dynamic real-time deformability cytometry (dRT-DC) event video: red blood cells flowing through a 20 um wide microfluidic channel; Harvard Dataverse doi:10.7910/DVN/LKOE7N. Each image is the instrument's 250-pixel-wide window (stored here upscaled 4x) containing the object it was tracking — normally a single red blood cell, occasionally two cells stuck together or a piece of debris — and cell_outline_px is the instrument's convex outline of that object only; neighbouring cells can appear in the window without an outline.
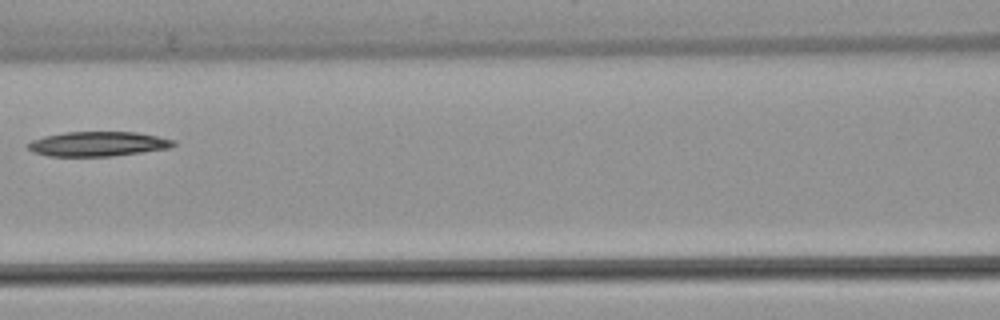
{"species": "common noctule bat (a hibernating species)", "species_latin": "Nyctalus noctula", "temperature_condition": "warm", "stored_images_in_passage": 5, "camera_frame_rate_fps": 3000, "um_per_image_px": 0.085, "animal": {"sex": "female", "body_mass_g": 22.7, "forearm_length_mm": 54.2}, "frame": {"image": 1, "passage_image": 5, "time_ms": 5.0, "image_size_px": [1000, 320], "cell_outline_px": [[176, 144], [168, 148], [112, 156], [48, 156], [32, 152], [24, 144], [32, 140], [44, 136], [64, 132], [136, 132], [176, 140]], "centroid_in_image_um": [8.27, 12.23], "position_along_channel_um": 158.3, "area_um2": 20.92}}